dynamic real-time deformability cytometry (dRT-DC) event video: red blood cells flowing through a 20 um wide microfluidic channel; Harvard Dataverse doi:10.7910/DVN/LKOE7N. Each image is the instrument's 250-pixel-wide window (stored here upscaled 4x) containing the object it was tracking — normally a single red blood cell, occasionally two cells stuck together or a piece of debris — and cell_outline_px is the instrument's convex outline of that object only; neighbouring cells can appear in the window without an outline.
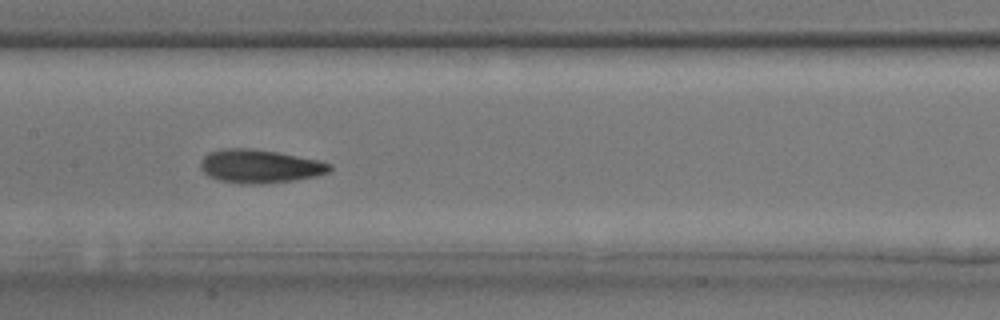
{"species": "common noctule bat (a hibernating species)", "species_latin": "Nyctalus noctula", "temperature_condition": "room temperature", "stored_images_in_passage": 26, "segment_of_instrument_passage": [1, 2], "camera_frame_rate_fps": 3000, "um_per_image_px": 0.085, "animal": {"sex": "male", "body_mass_g": 17.9, "forearm_length_mm": 54.2}, "frame": {"image": 1, "passage_image": 8, "time_ms": 2.333, "image_size_px": [1000, 320], "cell_outline_px": [[332, 168], [328, 172], [316, 176], [292, 180], [260, 184], [244, 184], [220, 180], [208, 176], [200, 168], [200, 160], [208, 152], [224, 148], [252, 148], [280, 152], [320, 160], [332, 164]], "centroid_in_image_um": [22.08, 14.11], "position_along_channel_um": 185.3, "area_um2": 25.37}}
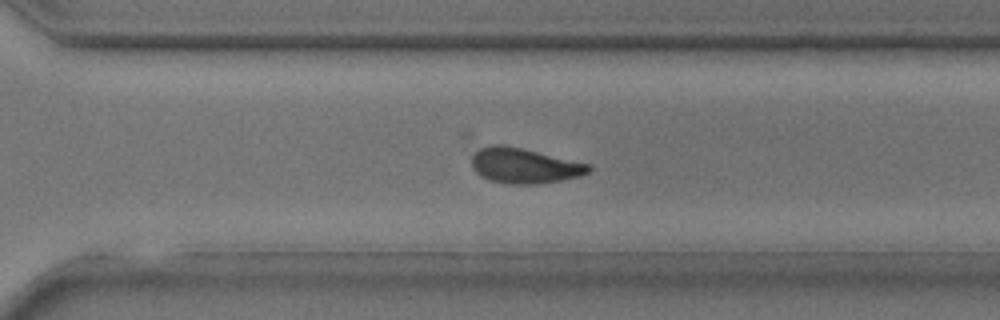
{"frame": {"image": 2, "passage_image": 15, "time_ms": 4.667, "image_size_px": [1000, 320], "cell_outline_px": [[592, 168], [588, 172], [580, 176], [560, 180], [536, 184], [508, 184], [488, 180], [480, 176], [472, 168], [472, 156], [480, 148], [492, 144], [500, 144], [520, 148], [592, 164]], "centroid_in_image_um": [44.56, 14.09], "position_along_channel_um": 326.0, "area_um2": 23.99}}
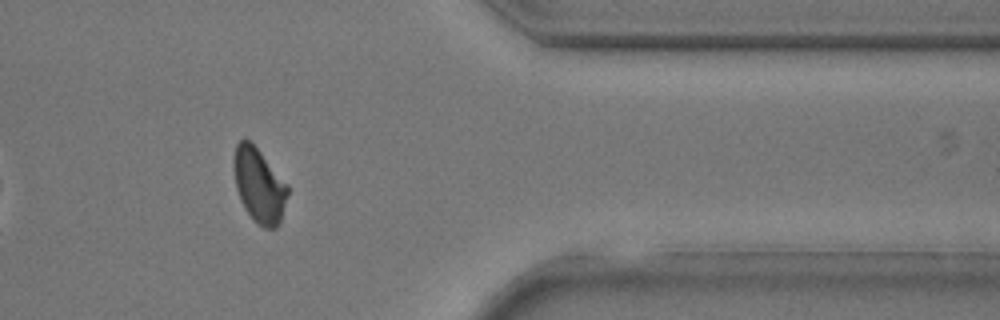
{"frame": {"image": 3, "passage_image": 19, "time_ms": 6.0, "image_size_px": [1000, 320], "cell_outline_px": [[288, 192], [280, 220], [276, 228], [264, 228], [256, 224], [244, 208], [240, 200], [236, 188], [232, 168], [232, 160], [236, 144], [240, 140], [248, 140], [260, 152], [288, 184]], "centroid_in_image_um": [21.98, 15.76], "position_along_channel_um": 389.4, "area_um2": 23.35}}